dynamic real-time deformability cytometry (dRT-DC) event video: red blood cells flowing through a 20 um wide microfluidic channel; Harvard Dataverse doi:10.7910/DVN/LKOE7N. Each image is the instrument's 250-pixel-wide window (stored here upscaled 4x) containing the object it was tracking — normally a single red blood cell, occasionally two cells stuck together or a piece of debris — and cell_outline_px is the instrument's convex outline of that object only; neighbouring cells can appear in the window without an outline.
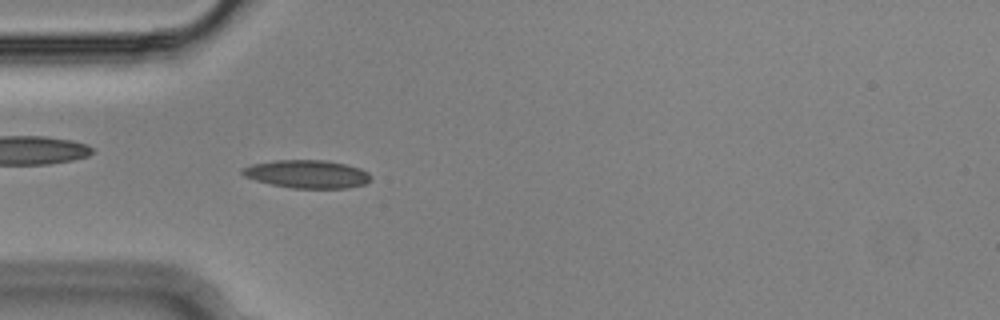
{"species": "Egyptian fruit bat (a non-hibernating species)", "species_latin": "Rousettus aegyptiacus", "temperature_condition": "cold", "stored_images_in_passage": 55, "camera_frame_rate_fps": 3000, "um_per_image_px": 0.085, "animal": {"sex": "male"}, "frame": {"image": 1, "passage_image": 16, "time_ms": 5.0, "image_size_px": [1000, 320], "cell_outline_px": [[368, 180], [364, 184], [348, 188], [292, 188], [272, 184], [256, 180], [244, 176], [240, 172], [240, 168], [252, 164], [276, 160], [328, 160], [360, 168], [368, 172]], "centroid_in_image_um": [26.06, 14.79], "position_along_channel_um": 58.9, "area_um2": 20.87}}
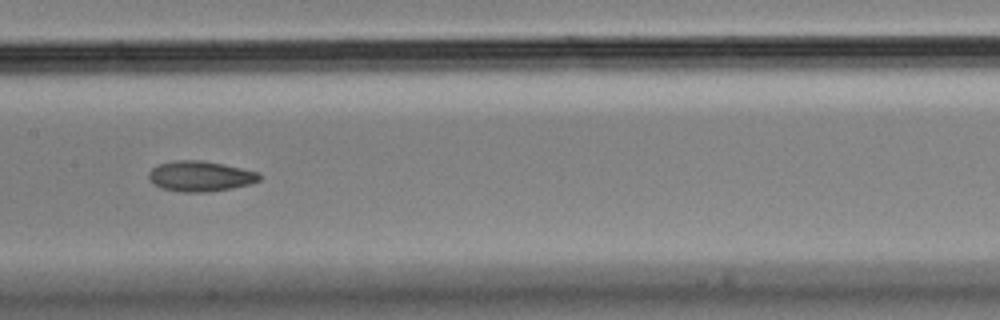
{"frame": {"image": 2, "passage_image": 27, "time_ms": 8.667, "image_size_px": [1000, 320], "cell_outline_px": [[260, 180], [248, 184], [232, 188], [208, 192], [180, 192], [160, 188], [152, 184], [148, 180], [148, 172], [152, 168], [160, 164], [176, 160], [200, 160], [224, 164], [260, 172]], "centroid_in_image_um": [16.99, 14.98], "position_along_channel_um": 190.4, "area_um2": 19.77}}
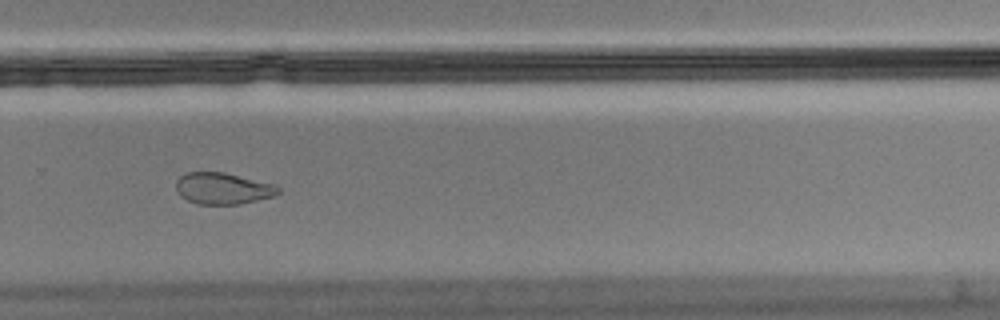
{"frame": {"image": 3, "passage_image": 37, "time_ms": 12.0, "image_size_px": [1000, 320], "cell_outline_px": [[280, 192], [272, 196], [240, 204], [196, 204], [180, 196], [176, 188], [176, 180], [180, 176], [188, 172], [224, 172], [272, 184], [280, 188]], "centroid_in_image_um": [18.9, 16.02], "position_along_channel_um": 310.9, "area_um2": 18.55}, "authors_computed_cell_mechanics": {"area_um2": 19.5942, "velocity_mm_per_s": 3.6312, "shape_relaxation_time_tau1_ms": null, "shape_relaxation_time_tau2_ms": 2.8541, "deformation_change_tau1": null, "deformation_change_tau2": 0.0825}}